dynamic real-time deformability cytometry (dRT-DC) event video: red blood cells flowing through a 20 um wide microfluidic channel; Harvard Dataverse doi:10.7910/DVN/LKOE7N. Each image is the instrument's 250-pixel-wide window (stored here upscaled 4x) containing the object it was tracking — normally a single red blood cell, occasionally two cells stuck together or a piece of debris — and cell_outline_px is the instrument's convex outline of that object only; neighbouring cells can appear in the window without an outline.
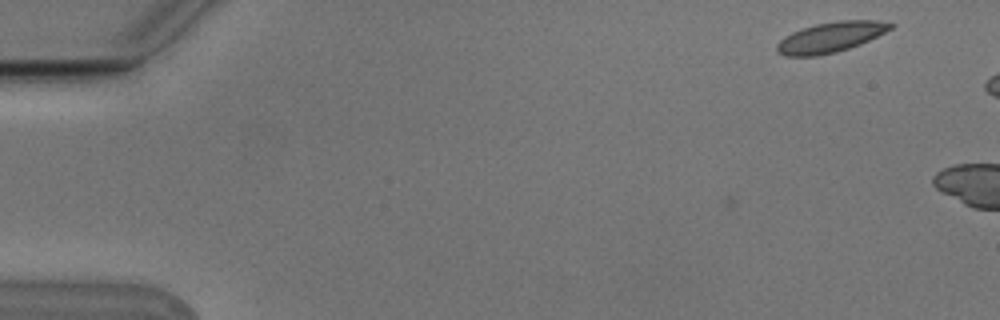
{"species": "Egyptian fruit bat (a non-hibernating species)", "species_latin": "Rousettus aegyptiacus", "temperature_condition": "cold", "stored_images_in_passage": 2, "camera_frame_rate_fps": 3000, "um_per_image_px": 0.085, "animal": {"sex": "male"}, "frame": {"image": 1, "passage_image": 1, "time_ms": 0.0, "image_size_px": [1000, 320], "cell_outline_px": [[896, 24], [892, 28], [860, 44], [836, 52], [816, 56], [784, 56], [776, 52], [776, 44], [784, 36], [792, 32], [816, 24], [840, 20], [876, 20]], "centroid_in_image_um": [70.57, 3.16], "position_along_channel_um": 14.4, "area_um2": 19.94}}